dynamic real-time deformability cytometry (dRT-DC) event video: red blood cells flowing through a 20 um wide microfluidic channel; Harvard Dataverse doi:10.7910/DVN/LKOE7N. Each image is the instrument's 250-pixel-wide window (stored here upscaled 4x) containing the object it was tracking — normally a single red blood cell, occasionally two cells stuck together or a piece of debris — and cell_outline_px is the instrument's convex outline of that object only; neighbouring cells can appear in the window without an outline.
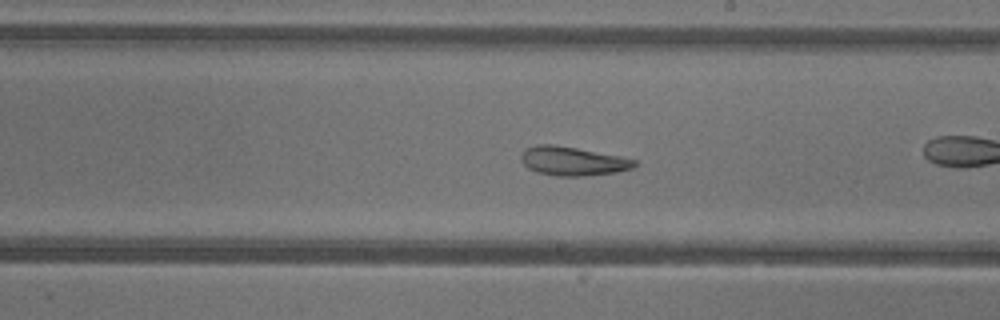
{"species": "common noctule bat (a hibernating species)", "species_latin": "Nyctalus noctula", "temperature_condition": "warm", "stored_images_in_passage": 51, "camera_frame_rate_fps": 3000, "um_per_image_px": 0.085, "animal": {"sex": "female"}, "frame": {"image": 1, "passage_image": 30, "time_ms": 9.667, "image_size_px": [1000, 320], "cell_outline_px": [[636, 164], [632, 168], [616, 172], [584, 176], [556, 176], [536, 172], [528, 168], [520, 160], [520, 156], [524, 148], [536, 144], [556, 144], [620, 156], [636, 160]], "centroid_in_image_um": [48.62, 13.68], "position_along_channel_um": 240.4, "area_um2": 19.25}, "authors_computed_cell_mechanics": {"area_um2": 26.877, "velocity_mm_per_s": 4.239, "shape_relaxation_time_tau1_ms": null, "shape_relaxation_time_tau2_ms": 4.2086, "deformation_change_tau1": null, "deformation_change_tau2": 0.1327}}